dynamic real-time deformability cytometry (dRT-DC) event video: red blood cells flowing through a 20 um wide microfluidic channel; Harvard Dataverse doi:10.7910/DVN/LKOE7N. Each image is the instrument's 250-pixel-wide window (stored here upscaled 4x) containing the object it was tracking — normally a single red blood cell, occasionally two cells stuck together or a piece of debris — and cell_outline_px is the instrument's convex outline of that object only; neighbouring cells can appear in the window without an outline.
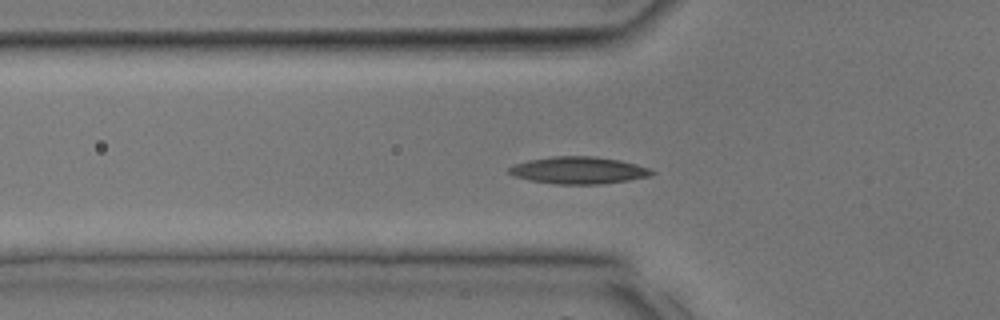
{"species": "common noctule bat (a hibernating species)", "species_latin": "Nyctalus noctula", "temperature_condition": "room temperature", "stored_images_in_passage": 36, "camera_frame_rate_fps": 3000, "um_per_image_px": 0.085, "animal": {"sex": "male", "body_mass_g": 17.9, "forearm_length_mm": 54.2}, "frame": {"image": 1, "passage_image": 12, "time_ms": 3.667, "image_size_px": [1000, 320], "cell_outline_px": [[656, 172], [652, 176], [628, 180], [600, 184], [556, 184], [532, 180], [516, 176], [508, 172], [508, 168], [516, 164], [528, 160], [552, 156], [592, 156], [620, 160], [636, 164], [648, 168]], "centroid_in_image_um": [49.22, 14.47], "position_along_channel_um": 76.6, "area_um2": 22.37}}
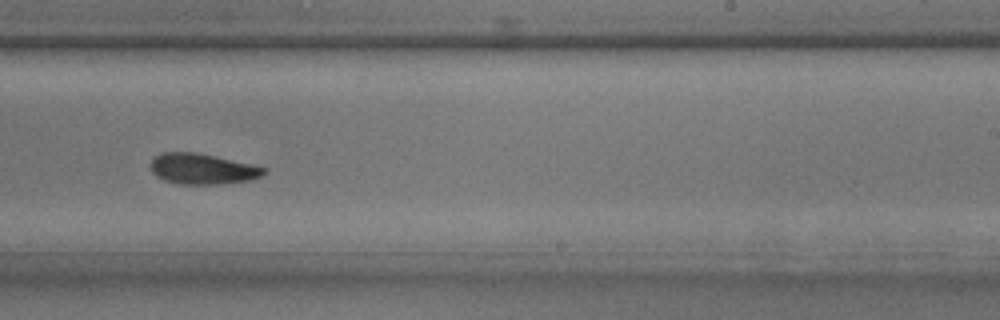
{"frame": {"image": 2, "passage_image": 22, "time_ms": 7.0, "image_size_px": [1000, 320], "cell_outline_px": [[268, 172], [252, 180], [220, 184], [180, 184], [164, 180], [156, 176], [152, 172], [152, 160], [160, 152], [196, 152], [252, 164], [268, 168]], "centroid_in_image_um": [17.25, 14.36], "position_along_channel_um": 271.8, "area_um2": 20.29}}
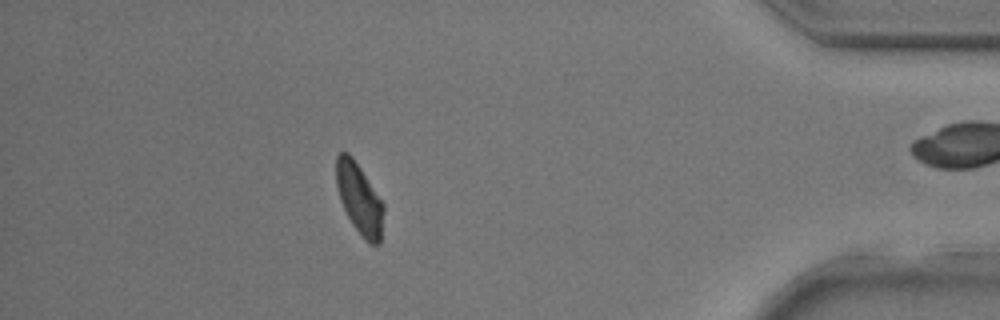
{"frame": {"image": 3, "passage_image": 31, "time_ms": 10.0, "image_size_px": [1000, 320], "cell_outline_px": [[384, 212], [380, 244], [368, 244], [352, 224], [340, 200], [336, 188], [336, 156], [340, 152], [348, 152], [352, 156], [384, 204]], "centroid_in_image_um": [30.54, 16.9], "position_along_channel_um": 404.7, "area_um2": 19.48}}